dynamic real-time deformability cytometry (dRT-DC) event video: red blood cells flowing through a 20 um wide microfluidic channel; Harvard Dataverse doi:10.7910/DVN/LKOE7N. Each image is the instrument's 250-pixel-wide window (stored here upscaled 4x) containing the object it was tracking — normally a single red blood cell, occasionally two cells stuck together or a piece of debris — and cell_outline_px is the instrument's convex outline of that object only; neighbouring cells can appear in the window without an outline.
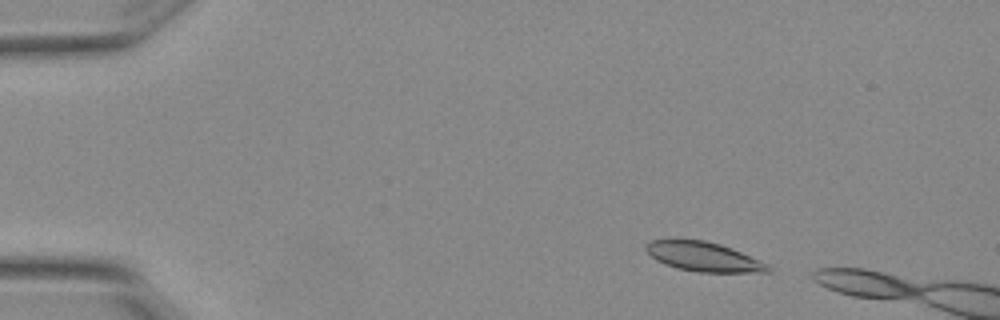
{"species": "Egyptian fruit bat (a non-hibernating species)", "species_latin": "Rousettus aegyptiacus", "temperature_condition": "warm", "stored_images_in_passage": 3, "camera_frame_rate_fps": 3000, "um_per_image_px": 0.085, "animal": {"sex": "female"}, "frame": {"image": 1, "passage_image": 1, "time_ms": 0.0, "image_size_px": [1000, 320], "cell_outline_px": [[776, 268], [772, 272], [696, 272], [676, 268], [664, 264], [656, 260], [644, 248], [644, 244], [648, 240], [676, 236], [704, 240], [720, 244], [732, 248], [768, 264]], "centroid_in_image_um": [59.74, 21.77], "position_along_channel_um": 25.3, "area_um2": 21.85}}